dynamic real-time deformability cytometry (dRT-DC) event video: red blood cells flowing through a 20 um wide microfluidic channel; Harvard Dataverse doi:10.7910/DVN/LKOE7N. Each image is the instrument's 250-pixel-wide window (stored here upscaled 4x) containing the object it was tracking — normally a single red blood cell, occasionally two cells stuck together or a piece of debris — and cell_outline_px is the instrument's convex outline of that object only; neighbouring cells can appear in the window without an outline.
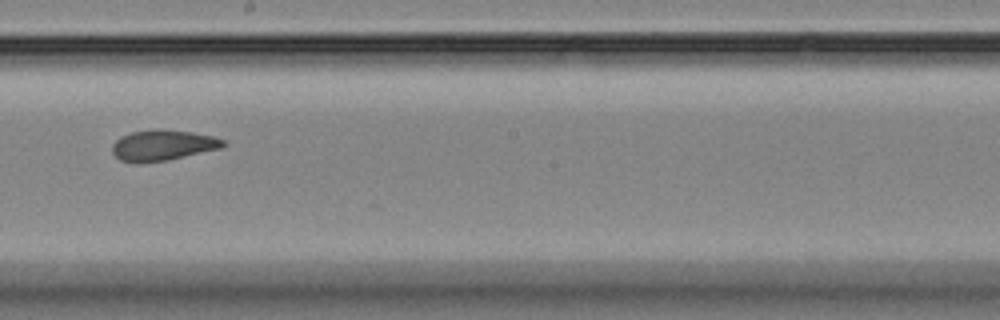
{"species": "Egyptian fruit bat (a non-hibernating species)", "species_latin": "Rousettus aegyptiacus", "temperature_condition": "room temperature", "stored_images_in_passage": 14, "camera_frame_rate_fps": 3000, "um_per_image_px": 0.085, "animal": {"sex": "female"}, "frame": {"image": 1, "passage_image": 8, "time_ms": 10.0, "image_size_px": [1000, 320], "cell_outline_px": [[228, 144], [220, 148], [168, 160], [120, 160], [112, 152], [112, 144], [120, 136], [132, 132], [152, 128], [156, 128], [192, 132], [212, 136], [224, 140]], "centroid_in_image_um": [13.87, 12.29], "position_along_channel_um": 234.3, "area_um2": 19.36}}
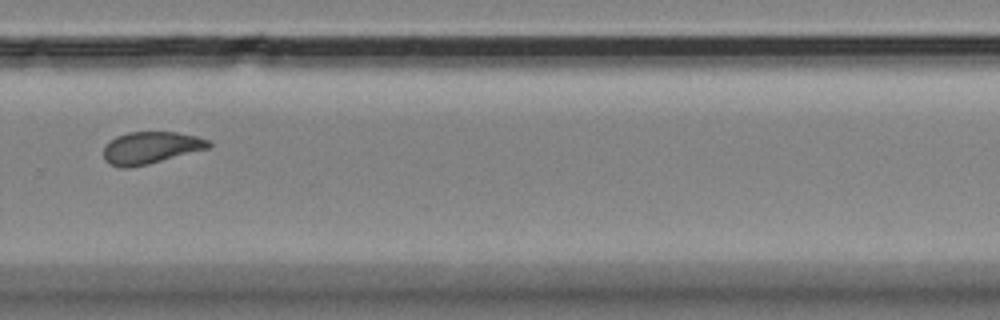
{"frame": {"image": 2, "passage_image": 10, "time_ms": 12.333, "image_size_px": [1000, 320], "cell_outline_px": [[212, 148], [148, 164], [128, 168], [120, 168], [108, 164], [104, 160], [104, 148], [108, 140], [116, 136], [128, 132], [176, 132], [196, 136], [208, 140], [212, 144]], "centroid_in_image_um": [12.81, 12.56], "position_along_channel_um": 317.0, "area_um2": 19.94}}
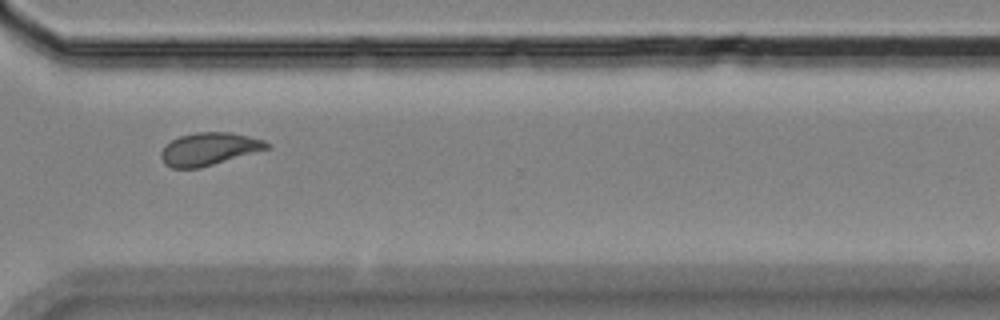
{"frame": {"image": 3, "passage_image": 11, "time_ms": 13.333, "image_size_px": [1000, 320], "cell_outline_px": [[268, 148], [200, 168], [172, 168], [164, 164], [160, 156], [160, 152], [172, 140], [180, 136], [196, 132], [232, 132], [264, 140], [268, 144]], "centroid_in_image_um": [17.72, 12.66], "position_along_channel_um": 352.9, "area_um2": 19.83}, "authors_computed_cell_mechanics": {"area_um2": 19.6231, "velocity_mm_per_s": 3.5412, "shape_relaxation_time_tau1_ms": 7.2078, "shape_relaxation_time_tau2_ms": 3.3284, "deformation_change_tau1": 0.1705, "deformation_change_tau2": 0.0865}}